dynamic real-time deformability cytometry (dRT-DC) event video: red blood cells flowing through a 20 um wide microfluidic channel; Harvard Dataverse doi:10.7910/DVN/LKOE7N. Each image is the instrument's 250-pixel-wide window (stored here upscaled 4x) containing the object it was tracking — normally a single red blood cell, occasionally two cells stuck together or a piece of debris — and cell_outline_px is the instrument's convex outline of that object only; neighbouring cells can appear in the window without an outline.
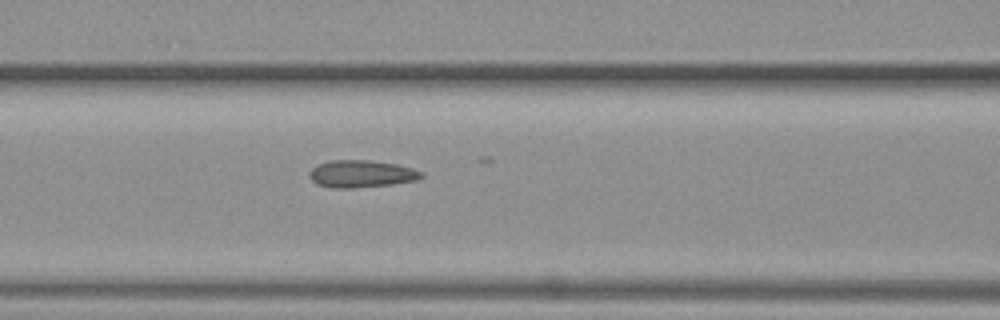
{"species": "common noctule bat (a hibernating species)", "species_latin": "Nyctalus noctula", "temperature_condition": "warm", "stored_images_in_passage": 5, "camera_frame_rate_fps": 3000, "um_per_image_px": 0.085, "animal": {"sex": "female", "body_mass_g": 19.3, "forearm_length_mm": 54.1}, "frame": {"image": 1, "passage_image": 5, "time_ms": 6.0, "image_size_px": [1000, 320], "cell_outline_px": [[424, 176], [416, 180], [392, 184], [352, 188], [332, 188], [316, 184], [308, 176], [308, 172], [316, 164], [328, 160], [368, 160], [396, 164], [412, 168], [424, 172]], "centroid_in_image_um": [30.68, 14.77], "position_along_channel_um": 135.9, "area_um2": 17.98}}